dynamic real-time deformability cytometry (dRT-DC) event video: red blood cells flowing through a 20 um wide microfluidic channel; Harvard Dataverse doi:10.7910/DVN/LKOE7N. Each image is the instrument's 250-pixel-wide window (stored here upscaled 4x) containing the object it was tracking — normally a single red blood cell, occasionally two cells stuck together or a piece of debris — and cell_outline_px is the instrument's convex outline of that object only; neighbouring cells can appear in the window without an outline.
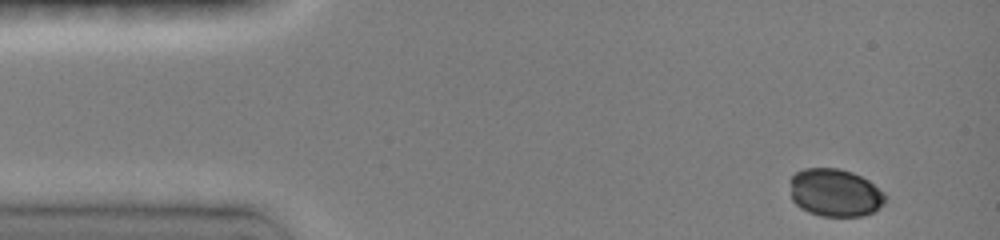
{"species": "common noctule bat (a hibernating species)", "species_latin": "Nyctalus noctula", "temperature_condition": "room temperature", "stored_images_in_passage": 9, "camera_frame_rate_fps": 3000, "um_per_image_px": 0.085, "animal": {"sex": "female", "body_mass_g": 19.0, "forearm_length_mm": 51.5}, "frame": {"image": 1, "passage_image": 1, "time_ms": 0.0, "image_size_px": [1000, 240], "cell_outline_px": [[888, 196], [884, 204], [876, 212], [864, 216], [820, 216], [808, 212], [800, 208], [792, 200], [788, 180], [796, 172], [804, 168], [840, 168], [852, 172], [868, 180], [884, 192]], "centroid_in_image_um": [70.98, 16.39], "position_along_channel_um": 14.0, "area_um2": 27.11}}
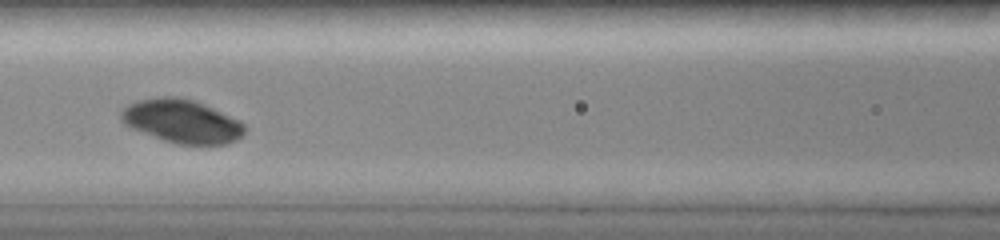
{"frame": {"image": 2, "passage_image": 7, "time_ms": 5.667, "image_size_px": [1000, 240], "cell_outline_px": [[244, 136], [236, 140], [224, 144], [176, 144], [164, 140], [132, 128], [124, 124], [120, 120], [120, 112], [128, 104], [140, 100], [160, 96], [180, 96], [196, 100], [240, 120], [244, 124]], "centroid_in_image_um": [15.47, 10.29], "position_along_channel_um": 151.1, "area_um2": 31.39}}